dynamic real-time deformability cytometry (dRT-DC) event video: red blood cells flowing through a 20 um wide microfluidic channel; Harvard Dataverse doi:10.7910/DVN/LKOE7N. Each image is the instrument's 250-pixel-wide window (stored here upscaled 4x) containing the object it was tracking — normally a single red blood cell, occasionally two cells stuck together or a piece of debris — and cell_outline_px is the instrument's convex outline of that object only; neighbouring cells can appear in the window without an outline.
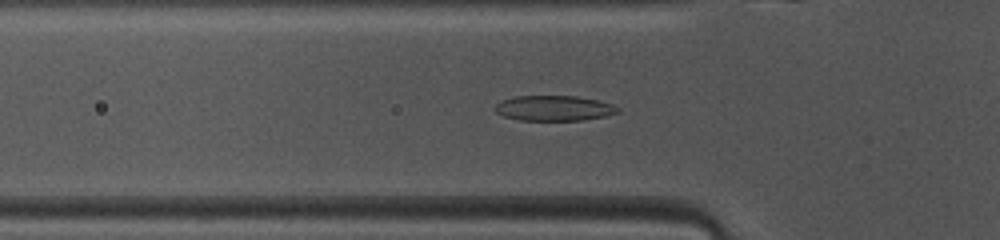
{"species": "common noctule bat (a hibernating species)", "species_latin": "Nyctalus noctula", "temperature_condition": "warm", "stored_images_in_passage": 44, "camera_frame_rate_fps": 3000, "um_per_image_px": 0.085, "animal": {"sex": "female", "body_mass_g": 10.0, "forearm_length_mm": 53.1}, "frame": {"image": 1, "passage_image": 11, "time_ms": 3.333, "image_size_px": [1000, 240], "cell_outline_px": [[620, 112], [604, 116], [580, 120], [520, 120], [504, 116], [496, 112], [492, 108], [500, 100], [516, 96], [576, 96], [596, 100], [612, 104], [620, 108]], "centroid_in_image_um": [47.05, 9.19], "position_along_channel_um": 78.7, "area_um2": 18.03}}
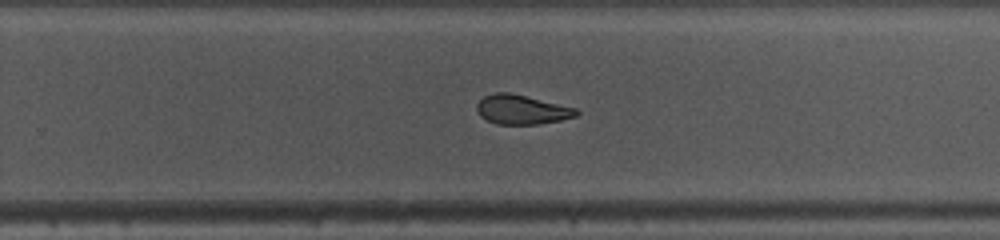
{"frame": {"image": 2, "passage_image": 26, "time_ms": 8.333, "image_size_px": [1000, 240], "cell_outline_px": [[580, 112], [576, 116], [560, 120], [540, 124], [496, 124], [480, 116], [476, 108], [476, 104], [484, 96], [496, 92], [508, 92], [576, 108]], "centroid_in_image_um": [44.33, 9.32], "position_along_channel_um": 285.5, "area_um2": 16.88}}
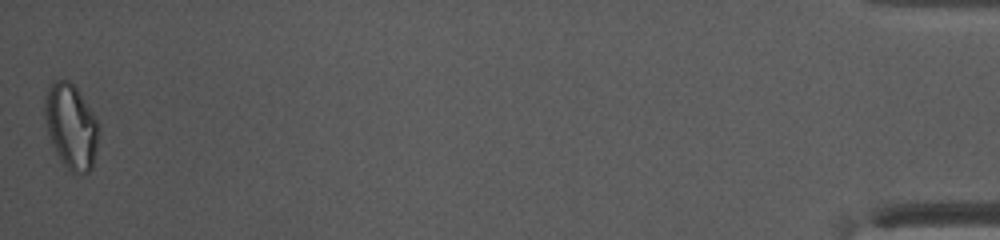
{"frame": {"image": 3, "passage_image": 44, "time_ms": 14.333, "image_size_px": [1000, 240], "cell_outline_px": [[100, 132], [92, 168], [88, 172], [72, 172], [60, 160], [52, 144], [48, 132], [44, 116], [44, 100], [48, 88], [52, 80], [68, 80], [76, 88], [96, 116], [100, 124]], "centroid_in_image_um": [6.06, 10.72], "position_along_channel_um": 429.1, "area_um2": 26.76}, "authors_computed_cell_mechanics": {"area_um2": 18.5249, "velocity_mm_per_s": 4.1155, "shape_relaxation_time_tau1_ms": 7.3811, "shape_relaxation_time_tau2_ms": 3.8376, "deformation_change_tau1": 0.2136, "deformation_change_tau2": 0.1081}}